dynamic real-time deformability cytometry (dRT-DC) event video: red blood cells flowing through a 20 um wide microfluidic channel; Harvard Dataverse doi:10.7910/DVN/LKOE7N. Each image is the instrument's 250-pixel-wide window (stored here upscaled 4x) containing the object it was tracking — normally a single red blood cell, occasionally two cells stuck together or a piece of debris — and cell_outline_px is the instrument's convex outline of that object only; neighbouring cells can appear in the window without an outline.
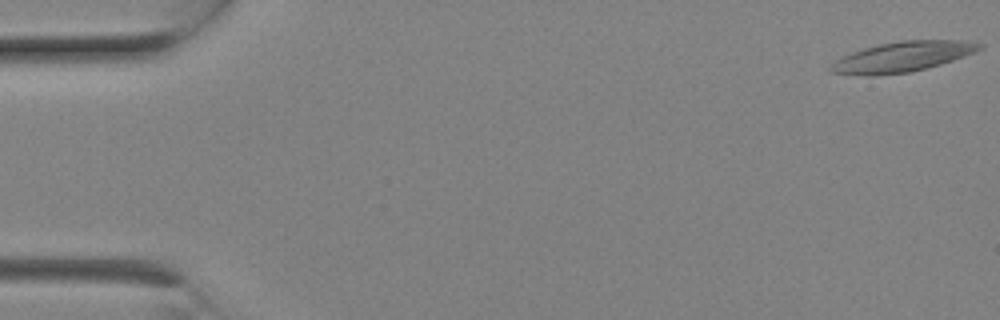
{"species": "Egyptian fruit bat (a non-hibernating species)", "species_latin": "Rousettus aegyptiacus", "temperature_condition": "room temperature", "stored_images_in_passage": 7, "camera_frame_rate_fps": 3000, "um_per_image_px": 0.085, "animal": {"sex": "female"}, "frame": {"image": 1, "passage_image": 1, "time_ms": 0.0, "image_size_px": [1000, 320], "cell_outline_px": [[984, 48], [976, 52], [940, 64], [908, 72], [872, 76], [868, 76], [828, 72], [828, 68], [836, 60], [852, 52], [864, 48], [880, 44], [900, 40], [964, 40], [984, 44]], "centroid_in_image_um": [76.72, 4.82], "position_along_channel_um": 8.3, "area_um2": 26.07}}